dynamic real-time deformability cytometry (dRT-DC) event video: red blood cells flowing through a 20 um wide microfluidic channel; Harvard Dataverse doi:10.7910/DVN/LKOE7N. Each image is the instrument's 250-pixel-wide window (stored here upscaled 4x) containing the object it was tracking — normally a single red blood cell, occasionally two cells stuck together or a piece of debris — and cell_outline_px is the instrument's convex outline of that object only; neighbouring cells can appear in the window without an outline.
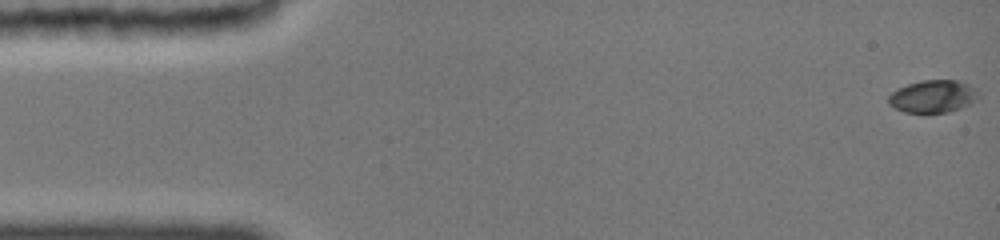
{"species": "common noctule bat (a hibernating species)", "species_latin": "Nyctalus noctula", "temperature_condition": "cold", "stored_images_in_passage": 30, "camera_frame_rate_fps": 3000, "um_per_image_px": 0.085, "animal": {"sex": "female", "body_mass_g": 19.0, "forearm_length_mm": 51.5}, "frame": {"image": 1, "passage_image": 1, "time_ms": 0.0, "image_size_px": [1000, 240], "cell_outline_px": [[980, 96], [972, 104], [948, 112], [904, 112], [888, 104], [888, 96], [892, 92], [908, 84], [920, 80], [956, 80], [968, 84], [976, 88], [980, 92]], "centroid_in_image_um": [79.35, 8.18], "position_along_channel_um": 5.7, "area_um2": 17.11}}
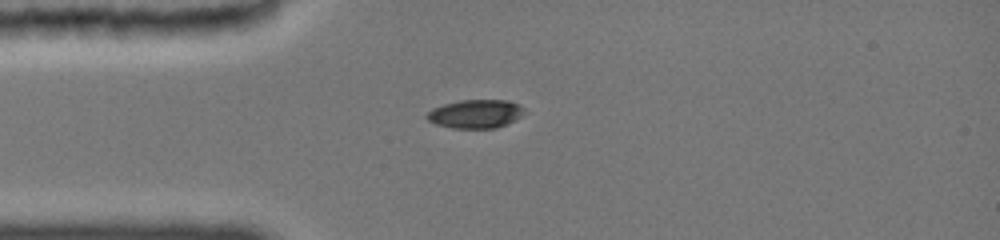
{"frame": {"image": 2, "passage_image": 21, "time_ms": 4.0, "image_size_px": [1000, 240], "cell_outline_px": [[524, 108], [520, 116], [504, 124], [492, 128], [456, 128], [436, 124], [428, 120], [424, 116], [432, 108], [444, 104], [460, 100], [508, 100], [520, 104]], "centroid_in_image_um": [40.37, 9.66], "position_along_channel_um": 44.6, "area_um2": 15.95}}
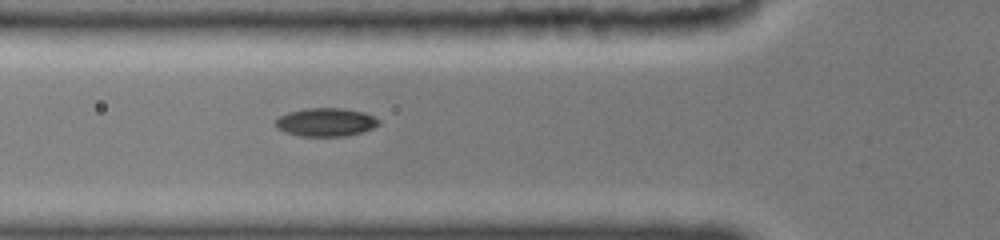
{"frame": {"image": 3, "passage_image": 29, "time_ms": 5.667, "image_size_px": [1000, 240], "cell_outline_px": [[380, 124], [372, 128], [360, 132], [340, 136], [300, 136], [288, 132], [280, 128], [276, 124], [276, 120], [280, 116], [288, 112], [304, 108], [340, 108], [364, 112], [380, 120]], "centroid_in_image_um": [27.71, 10.37], "position_along_channel_um": 98.1, "area_um2": 16.7}}